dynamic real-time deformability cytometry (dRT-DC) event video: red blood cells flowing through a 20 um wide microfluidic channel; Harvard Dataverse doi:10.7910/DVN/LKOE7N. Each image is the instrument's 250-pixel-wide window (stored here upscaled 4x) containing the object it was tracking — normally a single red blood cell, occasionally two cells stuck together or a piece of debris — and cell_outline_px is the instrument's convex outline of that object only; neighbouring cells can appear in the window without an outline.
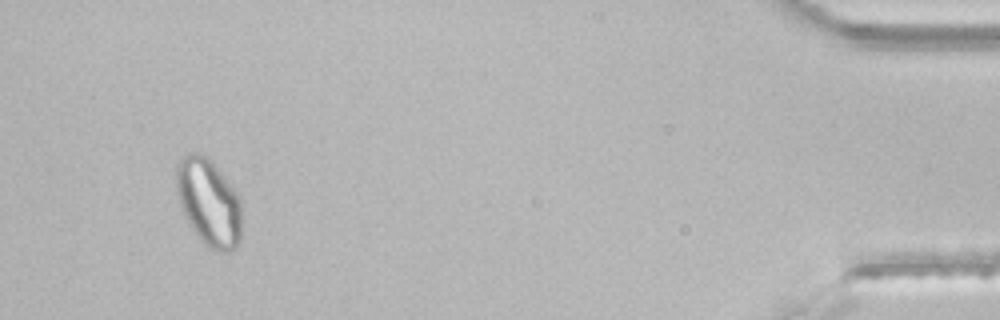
{"species": "common noctule bat (a hibernating species)", "species_latin": "Nyctalus noctula", "temperature_condition": "room temperature", "stored_images_in_passage": 43, "segment_of_instrument_passage": [2, 2], "camera_frame_rate_fps": 3000, "um_per_image_px": 0.085, "animal": {"sex": "male", "body_mass_g": 21.5, "forearm_length_mm": 52.0}, "frame": {"image": 1, "passage_image": 41, "time_ms": 13.333, "image_size_px": [1000, 320], "cell_outline_px": [[240, 240], [236, 248], [232, 252], [220, 252], [208, 248], [200, 240], [184, 216], [176, 192], [176, 168], [184, 152], [196, 152], [208, 156], [240, 196]], "centroid_in_image_um": [17.73, 17.19], "position_along_channel_um": 417.5, "area_um2": 33.58}}